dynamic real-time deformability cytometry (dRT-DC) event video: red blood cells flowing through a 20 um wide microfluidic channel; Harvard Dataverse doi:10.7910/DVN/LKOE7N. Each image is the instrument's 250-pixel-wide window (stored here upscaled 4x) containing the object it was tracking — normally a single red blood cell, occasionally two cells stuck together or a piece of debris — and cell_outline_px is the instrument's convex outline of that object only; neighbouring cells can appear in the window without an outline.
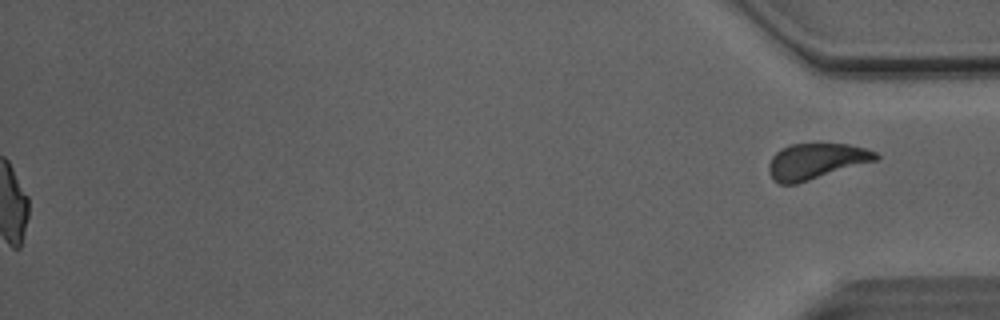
{"species": "Egyptian fruit bat (a non-hibernating species)", "species_latin": "Rousettus aegyptiacus", "temperature_condition": "room temperature", "stored_images_in_passage": 50, "segment_of_instrument_passage": [2, 2], "camera_frame_rate_fps": 3000, "um_per_image_px": 0.085, "animal": {"sex": "male"}, "frame": {"image": 1, "passage_image": 50, "time_ms": 16.333, "image_size_px": [1000, 320], "cell_outline_px": [[880, 156], [876, 160], [796, 184], [780, 184], [772, 180], [768, 172], [768, 164], [772, 156], [780, 148], [788, 144], [848, 144], [864, 148], [876, 152]], "centroid_in_image_um": [69.3, 13.7], "position_along_channel_um": 365.9, "area_um2": 22.25}}